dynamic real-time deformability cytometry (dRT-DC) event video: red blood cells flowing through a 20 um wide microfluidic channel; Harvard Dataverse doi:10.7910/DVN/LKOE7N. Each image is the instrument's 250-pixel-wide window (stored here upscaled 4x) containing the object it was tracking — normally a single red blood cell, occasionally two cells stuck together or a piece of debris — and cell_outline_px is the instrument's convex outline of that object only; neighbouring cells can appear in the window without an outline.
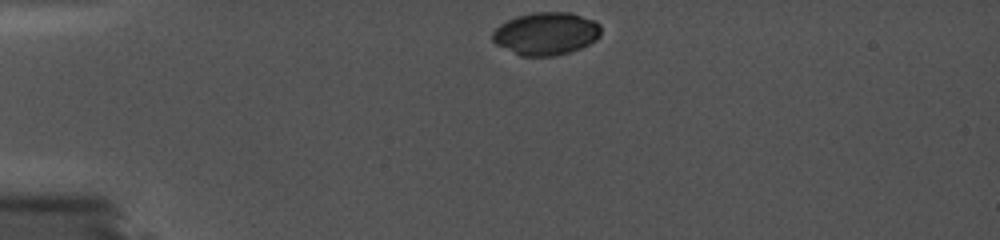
{"species": "common noctule bat (a hibernating species)", "species_latin": "Nyctalus noctula", "temperature_condition": "cold", "stored_images_in_passage": 59, "camera_frame_rate_fps": 5000, "um_per_image_px": 0.085, "animal": {"sex": "female", "body_mass_g": 19.0, "forearm_length_mm": 56.7}, "frame": {"image": 1, "passage_image": 1, "time_ms": 0.0, "image_size_px": [1000, 240], "cell_outline_px": [[600, 36], [596, 40], [580, 48], [556, 56], [520, 56], [496, 44], [492, 40], [492, 32], [500, 24], [516, 16], [532, 12], [568, 12], [592, 20], [600, 24]], "centroid_in_image_um": [46.39, 2.86], "position_along_channel_um": 38.6, "area_um2": 26.93}}
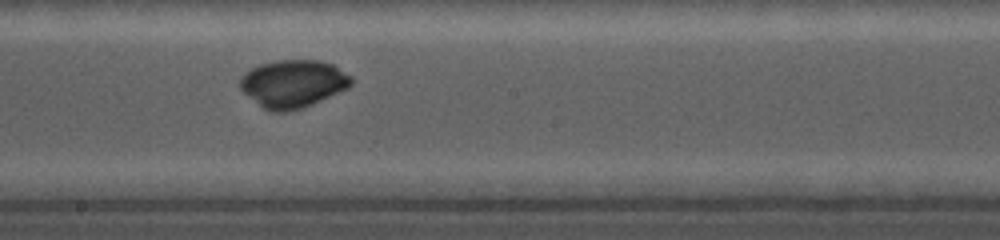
{"frame": {"image": 2, "passage_image": 32, "time_ms": 6.2, "image_size_px": [1000, 240], "cell_outline_px": [[352, 84], [348, 88], [312, 104], [292, 112], [272, 112], [264, 108], [244, 92], [240, 88], [240, 76], [244, 72], [260, 64], [280, 60], [320, 60], [332, 64], [352, 76]], "centroid_in_image_um": [24.92, 7.11], "position_along_channel_um": 223.3, "area_um2": 30.87}}
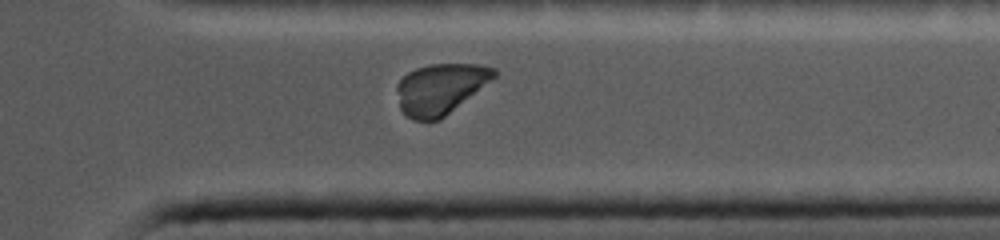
{"frame": {"image": 3, "passage_image": 52, "time_ms": 10.2, "image_size_px": [1000, 240], "cell_outline_px": [[496, 76], [440, 120], [412, 120], [400, 108], [396, 88], [396, 84], [408, 72], [416, 68], [428, 64], [480, 64], [496, 68]], "centroid_in_image_um": [37.41, 7.53], "position_along_channel_um": 374.0, "area_um2": 28.44}}